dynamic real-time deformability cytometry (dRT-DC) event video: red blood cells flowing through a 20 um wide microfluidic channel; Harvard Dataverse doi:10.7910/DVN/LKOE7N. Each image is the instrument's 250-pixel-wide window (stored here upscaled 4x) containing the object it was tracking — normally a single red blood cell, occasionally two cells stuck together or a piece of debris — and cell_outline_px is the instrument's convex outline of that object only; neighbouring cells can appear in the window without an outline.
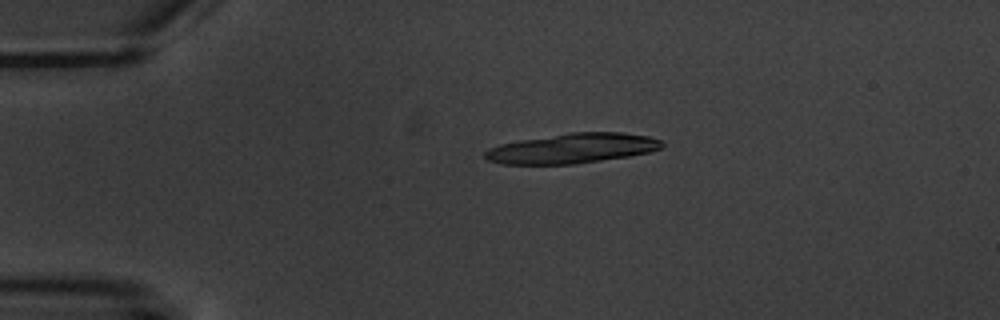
{"species": "common noctule bat (a hibernating species)", "species_latin": "Nyctalus noctula", "temperature_condition": "warm", "stored_images_in_passage": 5, "camera_frame_rate_fps": 3000, "um_per_image_px": 0.085, "animal": {"sex": "male", "body_mass_g": 20.1, "forearm_length_mm": 53.5}, "frame": {"image": 1, "passage_image": 1, "time_ms": 0.0, "image_size_px": [1000, 320], "cell_outline_px": [[664, 144], [660, 148], [648, 152], [628, 156], [576, 164], [500, 164], [488, 160], [484, 156], [484, 152], [488, 148], [500, 144], [520, 140], [572, 132], [620, 132], [648, 136], [660, 140]], "centroid_in_image_um": [48.61, 12.61], "position_along_channel_um": 36.4, "area_um2": 30.69}}
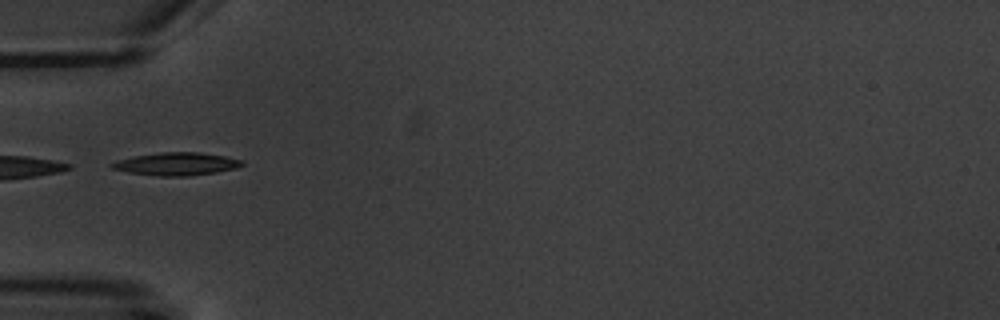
{"frame": {"image": 2, "passage_image": 3, "time_ms": 2.333, "image_size_px": [1000, 320], "cell_outline_px": [[244, 164], [236, 168], [216, 172], [188, 176], [160, 176], [128, 172], [112, 168], [108, 164], [116, 160], [132, 156], [160, 152], [200, 152], [224, 156], [244, 160]], "centroid_in_image_um": [14.98, 13.92], "position_along_channel_um": 70.0, "area_um2": 17.4}}